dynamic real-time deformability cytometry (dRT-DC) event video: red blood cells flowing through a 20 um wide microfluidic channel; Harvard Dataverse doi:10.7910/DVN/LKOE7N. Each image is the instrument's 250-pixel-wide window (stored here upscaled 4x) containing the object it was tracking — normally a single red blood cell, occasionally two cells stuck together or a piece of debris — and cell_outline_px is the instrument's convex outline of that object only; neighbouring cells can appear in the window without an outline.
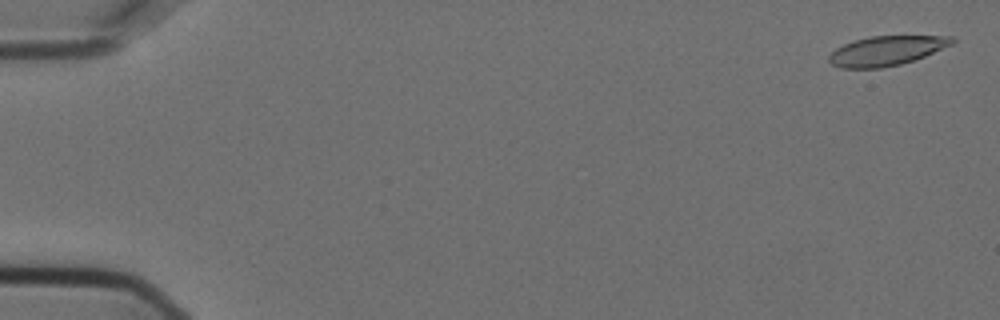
{"species": "Egyptian fruit bat (a non-hibernating species)", "species_latin": "Rousettus aegyptiacus", "temperature_condition": "cold", "stored_images_in_passage": 57, "camera_frame_rate_fps": 3000, "um_per_image_px": 0.085, "animal": {"sex": "female"}, "frame": {"image": 1, "passage_image": 2, "time_ms": 0.333, "image_size_px": [1000, 320], "cell_outline_px": [[956, 40], [952, 44], [924, 56], [900, 64], [880, 68], [840, 68], [832, 64], [828, 60], [828, 56], [836, 48], [844, 44], [856, 40], [872, 36], [956, 36]], "centroid_in_image_um": [75.34, 4.31], "position_along_channel_um": 9.7, "area_um2": 20.98}}
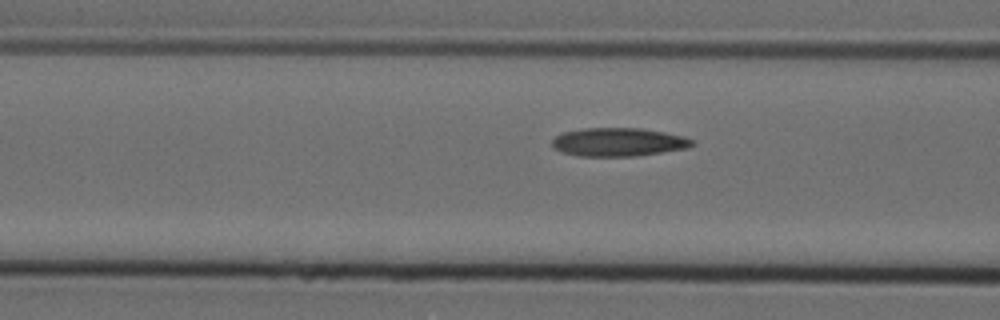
{"frame": {"image": 2, "passage_image": 23, "time_ms": 7.333, "image_size_px": [1000, 320], "cell_outline_px": [[696, 144], [688, 148], [636, 156], [580, 156], [560, 152], [552, 148], [552, 140], [556, 136], [564, 132], [584, 128], [640, 128], [664, 132], [684, 136], [692, 140]], "centroid_in_image_um": [52.56, 12.08], "position_along_channel_um": 114.0, "area_um2": 23.29}}
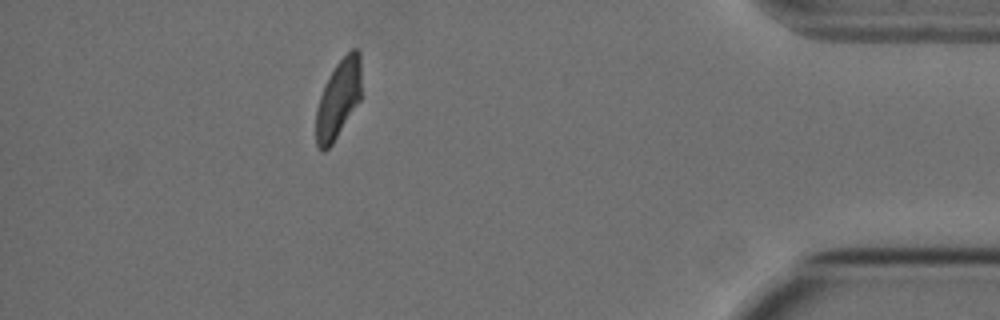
{"frame": {"image": 3, "passage_image": 51, "time_ms": 16.667, "image_size_px": [1000, 320], "cell_outline_px": [[360, 100], [332, 144], [324, 152], [320, 152], [316, 144], [316, 108], [324, 84], [336, 64], [352, 48], [356, 48], [360, 52]], "centroid_in_image_um": [28.74, 8.43], "position_along_channel_um": 406.5, "area_um2": 20.63}, "authors_computed_cell_mechanics": {"area_um2": 22.4264, "velocity_mm_per_s": 3.6097, "shape_relaxation_time_tau1_ms": null, "shape_relaxation_time_tau2_ms": 2.8868, "deformation_change_tau1": null, "deformation_change_tau2": 0.083}}